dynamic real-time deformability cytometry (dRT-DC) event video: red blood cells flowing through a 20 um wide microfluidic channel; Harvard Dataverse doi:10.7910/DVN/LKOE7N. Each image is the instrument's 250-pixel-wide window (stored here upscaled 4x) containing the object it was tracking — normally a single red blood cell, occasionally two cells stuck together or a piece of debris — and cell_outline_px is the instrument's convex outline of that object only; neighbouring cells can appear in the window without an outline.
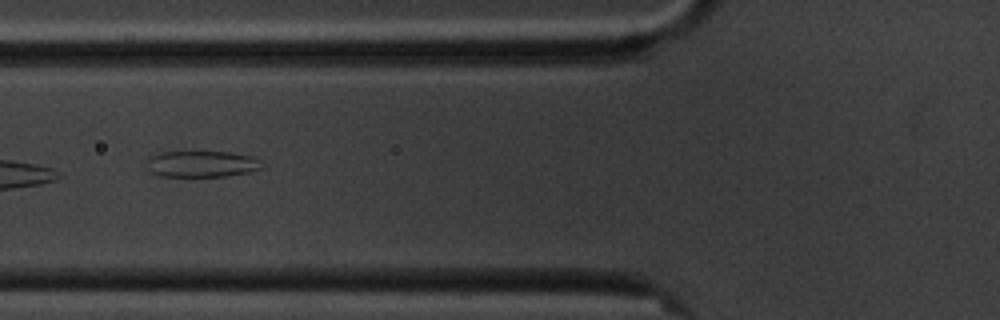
{"species": "common noctule bat (a hibernating species)", "species_latin": "Nyctalus noctula", "temperature_condition": "cold", "stored_images_in_passage": 5, "camera_frame_rate_fps": 3000, "um_per_image_px": 0.085, "animal": {"sex": "male", "body_mass_g": 20.1, "forearm_length_mm": 53.5}, "frame": {"image": 1, "passage_image": 2, "time_ms": 1.333, "image_size_px": [1000, 320], "cell_outline_px": [[264, 168], [248, 172], [228, 176], [160, 176], [152, 172], [148, 168], [148, 156], [160, 152], [228, 152], [252, 156], [260, 160]], "centroid_in_image_um": [17.17, 13.93], "position_along_channel_um": 108.6, "area_um2": 17.63}}